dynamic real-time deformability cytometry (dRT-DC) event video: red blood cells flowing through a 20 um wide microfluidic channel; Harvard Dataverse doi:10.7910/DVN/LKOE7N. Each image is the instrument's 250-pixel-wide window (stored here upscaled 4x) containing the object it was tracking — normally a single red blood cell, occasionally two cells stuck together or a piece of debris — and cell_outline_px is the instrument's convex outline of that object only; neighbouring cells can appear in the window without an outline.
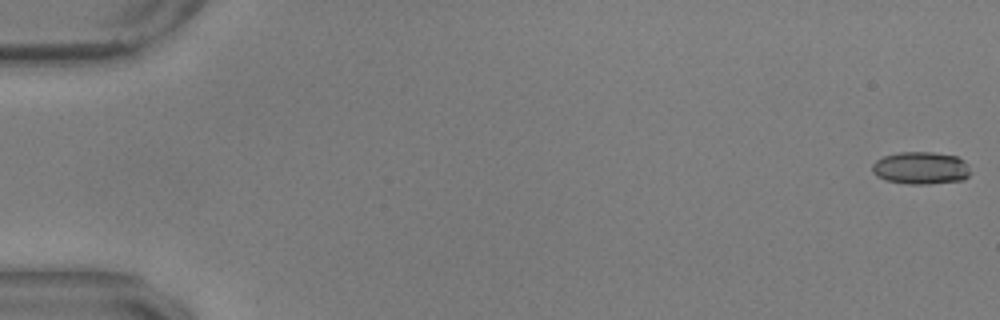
{"species": "common noctule bat (a hibernating species)", "species_latin": "Nyctalus noctula", "temperature_condition": "warm", "stored_images_in_passage": 56, "camera_frame_rate_fps": 3000, "um_per_image_px": 0.085, "animal": {"sex": "male", "body_mass_g": 17.9, "forearm_length_mm": 54.2}, "frame": {"image": 1, "passage_image": 1, "time_ms": 0.0, "image_size_px": [1000, 320], "cell_outline_px": [[972, 172], [964, 180], [928, 184], [908, 184], [884, 180], [876, 176], [872, 172], [872, 164], [876, 160], [884, 156], [900, 152], [932, 152], [956, 156], [964, 160], [968, 164]], "centroid_in_image_um": [78.28, 14.29], "position_along_channel_um": 6.7, "area_um2": 18.84}}
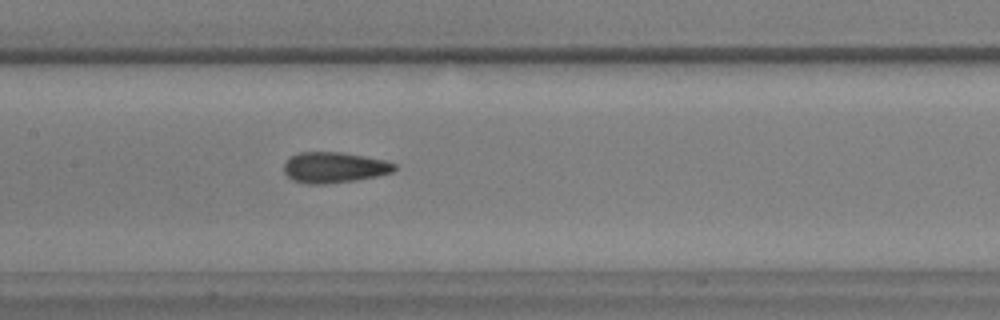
{"frame": {"image": 2, "passage_image": 28, "time_ms": 9.0, "image_size_px": [1000, 320], "cell_outline_px": [[396, 168], [392, 172], [376, 176], [356, 180], [324, 184], [308, 184], [292, 180], [284, 172], [284, 164], [292, 156], [300, 152], [340, 152], [364, 156], [384, 160], [396, 164]], "centroid_in_image_um": [28.4, 14.24], "position_along_channel_um": 179.0, "area_um2": 19.65}}
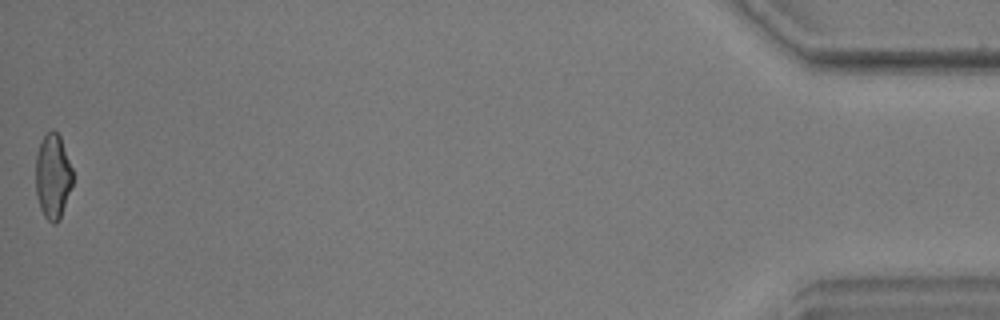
{"frame": {"image": 3, "passage_image": 56, "time_ms": 18.333, "image_size_px": [1000, 320], "cell_outline_px": [[72, 184], [60, 220], [56, 224], [52, 224], [44, 216], [40, 208], [36, 192], [36, 152], [40, 140], [52, 128], [60, 136], [72, 168]], "centroid_in_image_um": [4.48, 14.99], "position_along_channel_um": 430.7, "area_um2": 18.38}, "authors_computed_cell_mechanics": {"area_um2": 19.4497, "velocity_mm_per_s": 3.6672, "shape_relaxation_time_tau1_ms": null, "shape_relaxation_time_tau2_ms": 1.5633, "deformation_change_tau1": null, "deformation_change_tau2": 0.0777}}